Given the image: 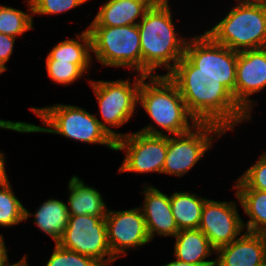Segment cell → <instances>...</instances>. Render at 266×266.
Segmentation results:
<instances>
[{
  "label": "cell",
  "instance_id": "obj_35",
  "mask_svg": "<svg viewBox=\"0 0 266 266\" xmlns=\"http://www.w3.org/2000/svg\"><path fill=\"white\" fill-rule=\"evenodd\" d=\"M5 266H28L26 255L22 257L20 261L14 264H6Z\"/></svg>",
  "mask_w": 266,
  "mask_h": 266
},
{
  "label": "cell",
  "instance_id": "obj_12",
  "mask_svg": "<svg viewBox=\"0 0 266 266\" xmlns=\"http://www.w3.org/2000/svg\"><path fill=\"white\" fill-rule=\"evenodd\" d=\"M105 221L108 244L116 260L127 255L128 249L151 241L140 207L123 211L108 210Z\"/></svg>",
  "mask_w": 266,
  "mask_h": 266
},
{
  "label": "cell",
  "instance_id": "obj_24",
  "mask_svg": "<svg viewBox=\"0 0 266 266\" xmlns=\"http://www.w3.org/2000/svg\"><path fill=\"white\" fill-rule=\"evenodd\" d=\"M29 13L22 12L13 7L0 5V33L17 37L33 28V14L31 2L26 1Z\"/></svg>",
  "mask_w": 266,
  "mask_h": 266
},
{
  "label": "cell",
  "instance_id": "obj_28",
  "mask_svg": "<svg viewBox=\"0 0 266 266\" xmlns=\"http://www.w3.org/2000/svg\"><path fill=\"white\" fill-rule=\"evenodd\" d=\"M46 266H102L89 256L81 255L75 251L63 248L56 243Z\"/></svg>",
  "mask_w": 266,
  "mask_h": 266
},
{
  "label": "cell",
  "instance_id": "obj_30",
  "mask_svg": "<svg viewBox=\"0 0 266 266\" xmlns=\"http://www.w3.org/2000/svg\"><path fill=\"white\" fill-rule=\"evenodd\" d=\"M16 37L0 33V62L6 67L5 63L13 53Z\"/></svg>",
  "mask_w": 266,
  "mask_h": 266
},
{
  "label": "cell",
  "instance_id": "obj_5",
  "mask_svg": "<svg viewBox=\"0 0 266 266\" xmlns=\"http://www.w3.org/2000/svg\"><path fill=\"white\" fill-rule=\"evenodd\" d=\"M237 3L206 33L216 43L236 52L266 47V3Z\"/></svg>",
  "mask_w": 266,
  "mask_h": 266
},
{
  "label": "cell",
  "instance_id": "obj_38",
  "mask_svg": "<svg viewBox=\"0 0 266 266\" xmlns=\"http://www.w3.org/2000/svg\"><path fill=\"white\" fill-rule=\"evenodd\" d=\"M153 3H169L168 0H151Z\"/></svg>",
  "mask_w": 266,
  "mask_h": 266
},
{
  "label": "cell",
  "instance_id": "obj_33",
  "mask_svg": "<svg viewBox=\"0 0 266 266\" xmlns=\"http://www.w3.org/2000/svg\"><path fill=\"white\" fill-rule=\"evenodd\" d=\"M163 266H212V265H195L191 263H185V262H181L178 260H174V261L164 264Z\"/></svg>",
  "mask_w": 266,
  "mask_h": 266
},
{
  "label": "cell",
  "instance_id": "obj_34",
  "mask_svg": "<svg viewBox=\"0 0 266 266\" xmlns=\"http://www.w3.org/2000/svg\"><path fill=\"white\" fill-rule=\"evenodd\" d=\"M261 241H262V244H263V251H264V258H265V261H266V230L258 233Z\"/></svg>",
  "mask_w": 266,
  "mask_h": 266
},
{
  "label": "cell",
  "instance_id": "obj_8",
  "mask_svg": "<svg viewBox=\"0 0 266 266\" xmlns=\"http://www.w3.org/2000/svg\"><path fill=\"white\" fill-rule=\"evenodd\" d=\"M223 134L225 131L215 124L198 123L187 133L169 135L162 174L181 177L188 173L212 147L214 136L219 139Z\"/></svg>",
  "mask_w": 266,
  "mask_h": 266
},
{
  "label": "cell",
  "instance_id": "obj_11",
  "mask_svg": "<svg viewBox=\"0 0 266 266\" xmlns=\"http://www.w3.org/2000/svg\"><path fill=\"white\" fill-rule=\"evenodd\" d=\"M167 149V134L150 135L140 131L126 133L115 140L114 151L126 152L118 172L162 173Z\"/></svg>",
  "mask_w": 266,
  "mask_h": 266
},
{
  "label": "cell",
  "instance_id": "obj_19",
  "mask_svg": "<svg viewBox=\"0 0 266 266\" xmlns=\"http://www.w3.org/2000/svg\"><path fill=\"white\" fill-rule=\"evenodd\" d=\"M68 213L69 215H91L105 217L108 208L99 191L94 187L85 185L76 175H73L68 183Z\"/></svg>",
  "mask_w": 266,
  "mask_h": 266
},
{
  "label": "cell",
  "instance_id": "obj_37",
  "mask_svg": "<svg viewBox=\"0 0 266 266\" xmlns=\"http://www.w3.org/2000/svg\"><path fill=\"white\" fill-rule=\"evenodd\" d=\"M7 70V67H5L1 62H0V74L4 73V71Z\"/></svg>",
  "mask_w": 266,
  "mask_h": 266
},
{
  "label": "cell",
  "instance_id": "obj_21",
  "mask_svg": "<svg viewBox=\"0 0 266 266\" xmlns=\"http://www.w3.org/2000/svg\"><path fill=\"white\" fill-rule=\"evenodd\" d=\"M75 39H67L56 44L46 57V60L71 61L77 64L85 73L90 68L92 54L91 36L89 30L76 34ZM82 43H81V42Z\"/></svg>",
  "mask_w": 266,
  "mask_h": 266
},
{
  "label": "cell",
  "instance_id": "obj_7",
  "mask_svg": "<svg viewBox=\"0 0 266 266\" xmlns=\"http://www.w3.org/2000/svg\"><path fill=\"white\" fill-rule=\"evenodd\" d=\"M134 82L126 80H89L98 101L102 122L100 125L115 139L125 134L115 132L111 127H120L130 120L138 103V91L143 75H135Z\"/></svg>",
  "mask_w": 266,
  "mask_h": 266
},
{
  "label": "cell",
  "instance_id": "obj_10",
  "mask_svg": "<svg viewBox=\"0 0 266 266\" xmlns=\"http://www.w3.org/2000/svg\"><path fill=\"white\" fill-rule=\"evenodd\" d=\"M184 55L198 71L215 77L234 96L238 52L216 43L206 32L187 41Z\"/></svg>",
  "mask_w": 266,
  "mask_h": 266
},
{
  "label": "cell",
  "instance_id": "obj_29",
  "mask_svg": "<svg viewBox=\"0 0 266 266\" xmlns=\"http://www.w3.org/2000/svg\"><path fill=\"white\" fill-rule=\"evenodd\" d=\"M87 2L86 0H32L33 15H57L62 12H68L72 8L80 6Z\"/></svg>",
  "mask_w": 266,
  "mask_h": 266
},
{
  "label": "cell",
  "instance_id": "obj_18",
  "mask_svg": "<svg viewBox=\"0 0 266 266\" xmlns=\"http://www.w3.org/2000/svg\"><path fill=\"white\" fill-rule=\"evenodd\" d=\"M175 259L195 265H214L216 260H206L216 249L207 236L198 229H183L176 236Z\"/></svg>",
  "mask_w": 266,
  "mask_h": 266
},
{
  "label": "cell",
  "instance_id": "obj_23",
  "mask_svg": "<svg viewBox=\"0 0 266 266\" xmlns=\"http://www.w3.org/2000/svg\"><path fill=\"white\" fill-rule=\"evenodd\" d=\"M236 198L239 200L244 213L250 217L243 224L248 232L260 233L266 230V191L255 189H236Z\"/></svg>",
  "mask_w": 266,
  "mask_h": 266
},
{
  "label": "cell",
  "instance_id": "obj_36",
  "mask_svg": "<svg viewBox=\"0 0 266 266\" xmlns=\"http://www.w3.org/2000/svg\"><path fill=\"white\" fill-rule=\"evenodd\" d=\"M238 1H244V2H262V3H266V0H238Z\"/></svg>",
  "mask_w": 266,
  "mask_h": 266
},
{
  "label": "cell",
  "instance_id": "obj_2",
  "mask_svg": "<svg viewBox=\"0 0 266 266\" xmlns=\"http://www.w3.org/2000/svg\"><path fill=\"white\" fill-rule=\"evenodd\" d=\"M142 53V75H156V69L166 67L168 75L184 56L187 39L177 38L169 3H153L139 21ZM173 62V63H172Z\"/></svg>",
  "mask_w": 266,
  "mask_h": 266
},
{
  "label": "cell",
  "instance_id": "obj_15",
  "mask_svg": "<svg viewBox=\"0 0 266 266\" xmlns=\"http://www.w3.org/2000/svg\"><path fill=\"white\" fill-rule=\"evenodd\" d=\"M143 191L144 205L140 208L151 241L155 234L175 237L180 230L171 211L170 196L152 185H145Z\"/></svg>",
  "mask_w": 266,
  "mask_h": 266
},
{
  "label": "cell",
  "instance_id": "obj_22",
  "mask_svg": "<svg viewBox=\"0 0 266 266\" xmlns=\"http://www.w3.org/2000/svg\"><path fill=\"white\" fill-rule=\"evenodd\" d=\"M207 199L186 192H174L170 196V206L179 230L198 229L201 212Z\"/></svg>",
  "mask_w": 266,
  "mask_h": 266
},
{
  "label": "cell",
  "instance_id": "obj_25",
  "mask_svg": "<svg viewBox=\"0 0 266 266\" xmlns=\"http://www.w3.org/2000/svg\"><path fill=\"white\" fill-rule=\"evenodd\" d=\"M25 207L15 196L9 180L0 183V226L10 227L25 221Z\"/></svg>",
  "mask_w": 266,
  "mask_h": 266
},
{
  "label": "cell",
  "instance_id": "obj_32",
  "mask_svg": "<svg viewBox=\"0 0 266 266\" xmlns=\"http://www.w3.org/2000/svg\"><path fill=\"white\" fill-rule=\"evenodd\" d=\"M2 151L0 150V183H4L8 181V176L5 171V157L3 155Z\"/></svg>",
  "mask_w": 266,
  "mask_h": 266
},
{
  "label": "cell",
  "instance_id": "obj_14",
  "mask_svg": "<svg viewBox=\"0 0 266 266\" xmlns=\"http://www.w3.org/2000/svg\"><path fill=\"white\" fill-rule=\"evenodd\" d=\"M266 87V47L238 52L235 100L251 116L249 97Z\"/></svg>",
  "mask_w": 266,
  "mask_h": 266
},
{
  "label": "cell",
  "instance_id": "obj_26",
  "mask_svg": "<svg viewBox=\"0 0 266 266\" xmlns=\"http://www.w3.org/2000/svg\"><path fill=\"white\" fill-rule=\"evenodd\" d=\"M45 67L52 81L61 85L74 83L85 75V72L71 61L46 60Z\"/></svg>",
  "mask_w": 266,
  "mask_h": 266
},
{
  "label": "cell",
  "instance_id": "obj_17",
  "mask_svg": "<svg viewBox=\"0 0 266 266\" xmlns=\"http://www.w3.org/2000/svg\"><path fill=\"white\" fill-rule=\"evenodd\" d=\"M152 4L151 0H107L89 26L137 25Z\"/></svg>",
  "mask_w": 266,
  "mask_h": 266
},
{
  "label": "cell",
  "instance_id": "obj_6",
  "mask_svg": "<svg viewBox=\"0 0 266 266\" xmlns=\"http://www.w3.org/2000/svg\"><path fill=\"white\" fill-rule=\"evenodd\" d=\"M92 53L103 66L128 67L142 75V53L138 25L88 26Z\"/></svg>",
  "mask_w": 266,
  "mask_h": 266
},
{
  "label": "cell",
  "instance_id": "obj_31",
  "mask_svg": "<svg viewBox=\"0 0 266 266\" xmlns=\"http://www.w3.org/2000/svg\"><path fill=\"white\" fill-rule=\"evenodd\" d=\"M9 263L7 247L5 245V241L3 235L0 234V266H5Z\"/></svg>",
  "mask_w": 266,
  "mask_h": 266
},
{
  "label": "cell",
  "instance_id": "obj_16",
  "mask_svg": "<svg viewBox=\"0 0 266 266\" xmlns=\"http://www.w3.org/2000/svg\"><path fill=\"white\" fill-rule=\"evenodd\" d=\"M218 266H263V244L257 233L245 231L230 244L216 250Z\"/></svg>",
  "mask_w": 266,
  "mask_h": 266
},
{
  "label": "cell",
  "instance_id": "obj_13",
  "mask_svg": "<svg viewBox=\"0 0 266 266\" xmlns=\"http://www.w3.org/2000/svg\"><path fill=\"white\" fill-rule=\"evenodd\" d=\"M237 209V203L232 201H205L199 229L216 250L236 240L242 234V230L244 231V221Z\"/></svg>",
  "mask_w": 266,
  "mask_h": 266
},
{
  "label": "cell",
  "instance_id": "obj_20",
  "mask_svg": "<svg viewBox=\"0 0 266 266\" xmlns=\"http://www.w3.org/2000/svg\"><path fill=\"white\" fill-rule=\"evenodd\" d=\"M66 204L61 200L48 199L33 214L25 208V220L34 216L35 225L57 243L68 225L69 213Z\"/></svg>",
  "mask_w": 266,
  "mask_h": 266
},
{
  "label": "cell",
  "instance_id": "obj_3",
  "mask_svg": "<svg viewBox=\"0 0 266 266\" xmlns=\"http://www.w3.org/2000/svg\"><path fill=\"white\" fill-rule=\"evenodd\" d=\"M149 79V83L145 80ZM138 103L157 126L150 123L140 132L150 135H180L192 130L198 122L188 111L178 86L167 75L144 77L138 91ZM189 119L191 124L189 125ZM163 130L166 133H163Z\"/></svg>",
  "mask_w": 266,
  "mask_h": 266
},
{
  "label": "cell",
  "instance_id": "obj_1",
  "mask_svg": "<svg viewBox=\"0 0 266 266\" xmlns=\"http://www.w3.org/2000/svg\"><path fill=\"white\" fill-rule=\"evenodd\" d=\"M177 86L190 114L198 123H211L225 132L251 116L215 77L203 74L184 55L167 75Z\"/></svg>",
  "mask_w": 266,
  "mask_h": 266
},
{
  "label": "cell",
  "instance_id": "obj_27",
  "mask_svg": "<svg viewBox=\"0 0 266 266\" xmlns=\"http://www.w3.org/2000/svg\"><path fill=\"white\" fill-rule=\"evenodd\" d=\"M233 189H255L266 191V152L258 161L237 178Z\"/></svg>",
  "mask_w": 266,
  "mask_h": 266
},
{
  "label": "cell",
  "instance_id": "obj_4",
  "mask_svg": "<svg viewBox=\"0 0 266 266\" xmlns=\"http://www.w3.org/2000/svg\"><path fill=\"white\" fill-rule=\"evenodd\" d=\"M48 126L29 124L30 133L42 132L65 136L87 144L105 145L115 150V139L100 125L97 115H93L79 106L54 104L42 108L30 107Z\"/></svg>",
  "mask_w": 266,
  "mask_h": 266
},
{
  "label": "cell",
  "instance_id": "obj_9",
  "mask_svg": "<svg viewBox=\"0 0 266 266\" xmlns=\"http://www.w3.org/2000/svg\"><path fill=\"white\" fill-rule=\"evenodd\" d=\"M57 244L94 258L102 266L116 261L108 244L105 217L69 215L68 225Z\"/></svg>",
  "mask_w": 266,
  "mask_h": 266
}]
</instances>
